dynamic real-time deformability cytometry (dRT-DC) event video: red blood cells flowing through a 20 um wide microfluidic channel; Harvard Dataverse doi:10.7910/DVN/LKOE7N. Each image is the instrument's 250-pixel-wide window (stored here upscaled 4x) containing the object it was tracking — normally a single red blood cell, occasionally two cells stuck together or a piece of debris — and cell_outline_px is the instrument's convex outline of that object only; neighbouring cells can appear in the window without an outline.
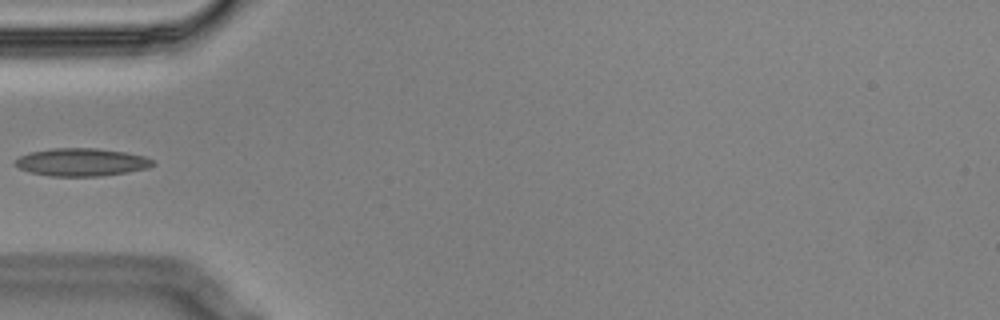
{"species": "Egyptian fruit bat (a non-hibernating species)", "species_latin": "Rousettus aegyptiacus", "temperature_condition": "cold", "stored_images_in_passage": 4, "camera_frame_rate_fps": 3000, "um_per_image_px": 0.085, "animal": {"sex": "male"}, "frame": {"image": 1, "passage_image": 4, "time_ms": 1.0, "image_size_px": [1000, 320], "cell_outline_px": [[156, 164], [148, 168], [128, 172], [100, 176], [52, 176], [32, 172], [20, 168], [16, 164], [16, 160], [20, 156], [28, 152], [52, 148], [96, 148], [124, 152], [144, 156], [152, 160]], "centroid_in_image_um": [6.96, 13.78], "position_along_channel_um": 78.0, "area_um2": 22.14}}